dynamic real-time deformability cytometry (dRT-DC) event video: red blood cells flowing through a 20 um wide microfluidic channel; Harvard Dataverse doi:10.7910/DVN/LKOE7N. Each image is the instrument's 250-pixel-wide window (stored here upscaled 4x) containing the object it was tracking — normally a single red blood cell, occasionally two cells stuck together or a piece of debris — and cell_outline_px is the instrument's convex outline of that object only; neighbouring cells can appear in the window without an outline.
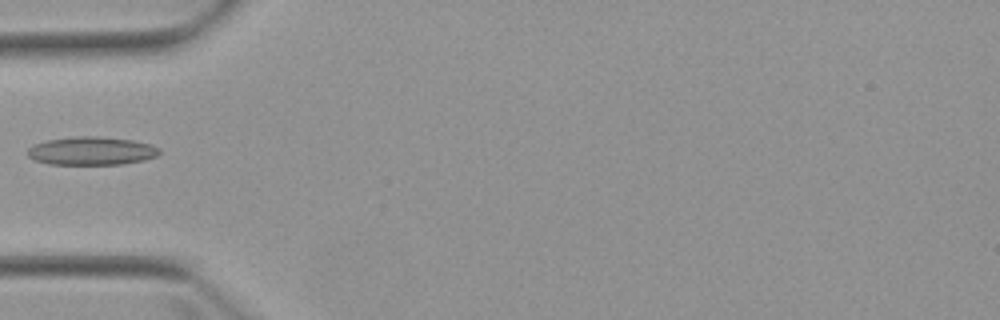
{"species": "Egyptian fruit bat (a non-hibernating species)", "species_latin": "Rousettus aegyptiacus", "temperature_condition": "warm", "stored_images_in_passage": 7, "camera_frame_rate_fps": 3000, "um_per_image_px": 0.085, "animal": {"sex": "female"}, "frame": {"image": 1, "passage_image": 6, "time_ms": 7.333, "image_size_px": [1000, 320], "cell_outline_px": [[160, 152], [156, 156], [144, 160], [124, 164], [52, 164], [36, 160], [28, 156], [28, 148], [32, 144], [48, 140], [76, 136], [100, 136], [132, 140], [152, 144], [160, 148]], "centroid_in_image_um": [7.81, 12.82], "position_along_channel_um": 77.2, "area_um2": 21.73}}
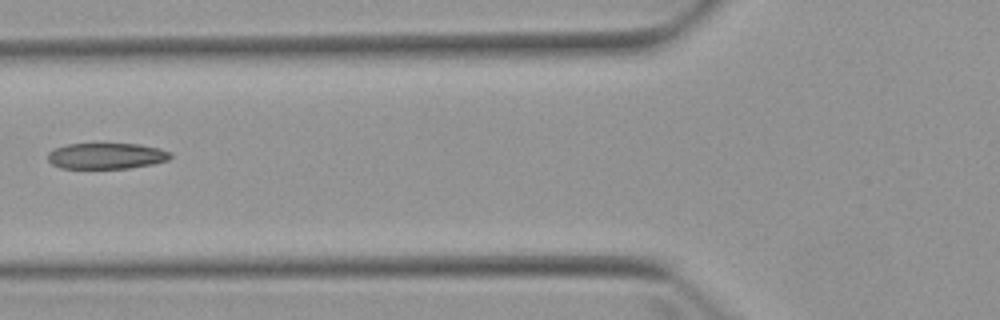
{"frame": {"image": 2, "passage_image": 7, "time_ms": 8.333, "image_size_px": [1000, 320], "cell_outline_px": [[172, 156], [168, 160], [152, 164], [128, 168], [60, 168], [52, 164], [48, 160], [48, 152], [56, 148], [68, 144], [140, 144], [160, 148], [172, 152]], "centroid_in_image_um": [9.07, 13.25], "position_along_channel_um": 116.7, "area_um2": 18.55}}